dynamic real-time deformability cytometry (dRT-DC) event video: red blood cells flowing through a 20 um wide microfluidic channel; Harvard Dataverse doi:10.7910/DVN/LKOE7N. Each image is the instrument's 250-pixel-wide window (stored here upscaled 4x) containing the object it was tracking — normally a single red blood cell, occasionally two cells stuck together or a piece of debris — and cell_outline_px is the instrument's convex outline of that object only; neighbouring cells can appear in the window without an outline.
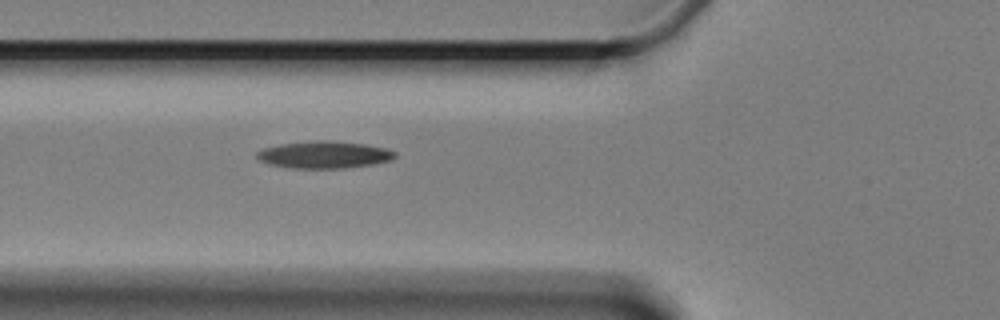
{"species": "Egyptian fruit bat (a non-hibernating species)", "species_latin": "Rousettus aegyptiacus", "temperature_condition": "cold", "stored_images_in_passage": 4, "camera_frame_rate_fps": 3000, "um_per_image_px": 0.085, "animal": {"sex": "female"}, "frame": {"image": 1, "passage_image": 4, "time_ms": 5.333, "image_size_px": [1000, 320], "cell_outline_px": [[396, 156], [392, 160], [372, 164], [344, 168], [292, 168], [268, 164], [260, 160], [256, 156], [256, 152], [264, 148], [280, 144], [320, 140], [324, 140], [364, 144], [384, 148], [396, 152]], "centroid_in_image_um": [27.54, 13.16], "position_along_channel_um": 98.3, "area_um2": 21.62}}